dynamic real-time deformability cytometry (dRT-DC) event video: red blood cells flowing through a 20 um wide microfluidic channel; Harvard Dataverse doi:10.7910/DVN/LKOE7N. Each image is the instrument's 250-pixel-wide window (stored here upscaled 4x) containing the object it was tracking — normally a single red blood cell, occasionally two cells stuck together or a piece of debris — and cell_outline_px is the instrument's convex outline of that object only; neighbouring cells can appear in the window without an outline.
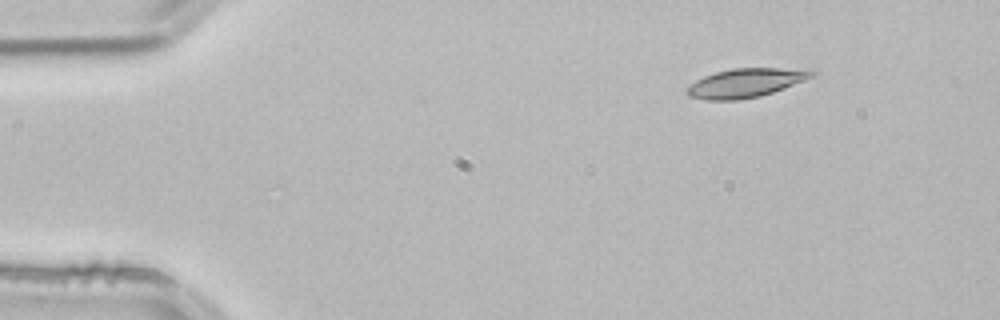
{"species": "common noctule bat (a hibernating species)", "species_latin": "Nyctalus noctula", "temperature_condition": "room temperature", "stored_images_in_passage": 47, "camera_frame_rate_fps": 3000, "um_per_image_px": 0.085, "animal": {"sex": "male", "body_mass_g": 21.5, "forearm_length_mm": 52.0}, "frame": {"image": 1, "passage_image": 1, "time_ms": 0.0, "image_size_px": [1000, 320], "cell_outline_px": [[816, 76], [772, 92], [760, 96], [736, 100], [708, 100], [688, 96], [684, 92], [696, 80], [704, 76], [716, 72], [732, 68], [812, 68], [816, 72]], "centroid_in_image_um": [63.44, 7.03], "position_along_channel_um": 21.6, "area_um2": 21.15}}
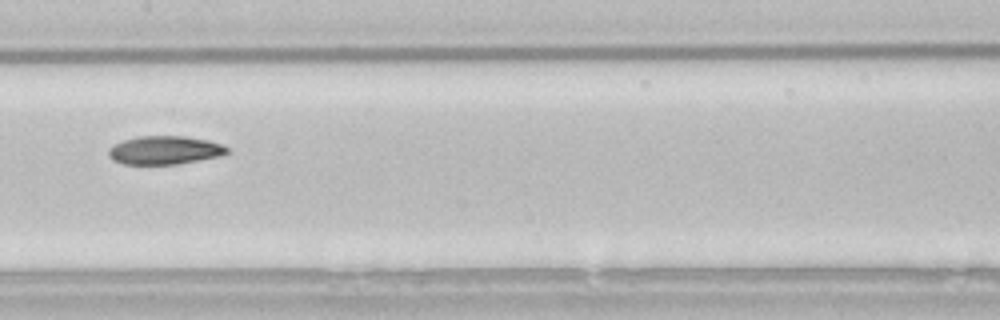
{"frame": {"image": 2, "passage_image": 21, "time_ms": 6.667, "image_size_px": [1000, 320], "cell_outline_px": [[228, 152], [220, 156], [176, 164], [124, 164], [112, 160], [108, 156], [108, 148], [124, 140], [140, 136], [184, 136], [208, 140], [220, 144], [228, 148]], "centroid_in_image_um": [13.97, 12.76], "position_along_channel_um": 193.4, "area_um2": 19.48}}
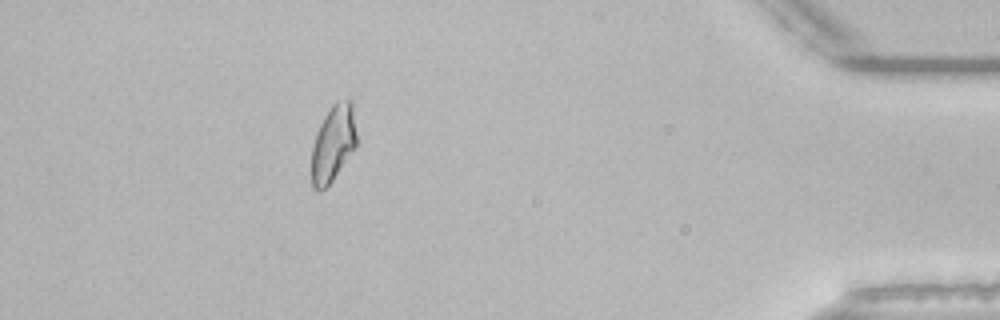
{"frame": {"image": 3, "passage_image": 42, "time_ms": 13.667, "image_size_px": [1000, 320], "cell_outline_px": [[356, 148], [332, 180], [320, 192], [312, 188], [312, 144], [316, 132], [324, 116], [332, 104], [336, 100], [352, 100], [356, 136]], "centroid_in_image_um": [28.31, 12.18], "position_along_channel_um": 406.9, "area_um2": 20.11}, "authors_computed_cell_mechanics": {"area_um2": 20.1144, "velocity_mm_per_s": 3.8101, "shape_relaxation_time_tau1_ms": 6.4153, "shape_relaxation_time_tau2_ms": 9.4243, "deformation_change_tau1": 0.1785, "deformation_change_tau2": 0.1601}}